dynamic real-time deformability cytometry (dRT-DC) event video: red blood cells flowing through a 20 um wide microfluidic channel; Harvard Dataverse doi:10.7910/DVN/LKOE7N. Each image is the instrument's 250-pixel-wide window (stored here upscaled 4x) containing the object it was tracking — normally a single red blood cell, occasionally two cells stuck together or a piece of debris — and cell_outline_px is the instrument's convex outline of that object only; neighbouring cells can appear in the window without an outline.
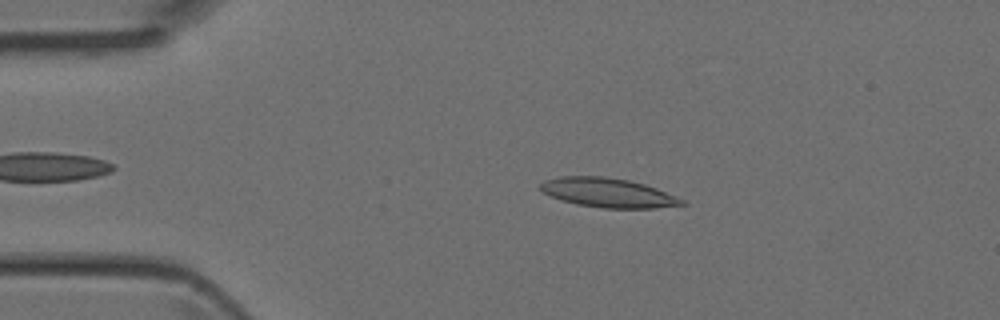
{"species": "Egyptian fruit bat (a non-hibernating species)", "species_latin": "Rousettus aegyptiacus", "temperature_condition": "room temperature", "stored_images_in_passage": 3, "camera_frame_rate_fps": 3000, "um_per_image_px": 0.085, "animal": {"sex": "female"}, "frame": {"image": 1, "passage_image": 2, "time_ms": 0.333, "image_size_px": [1000, 320], "cell_outline_px": [[688, 204], [656, 208], [604, 208], [576, 204], [552, 196], [544, 192], [540, 188], [540, 184], [544, 180], [560, 176], [604, 176], [628, 180], [644, 184], [656, 188], [684, 200]], "centroid_in_image_um": [51.69, 16.38], "position_along_channel_um": 33.3, "area_um2": 23.93}}